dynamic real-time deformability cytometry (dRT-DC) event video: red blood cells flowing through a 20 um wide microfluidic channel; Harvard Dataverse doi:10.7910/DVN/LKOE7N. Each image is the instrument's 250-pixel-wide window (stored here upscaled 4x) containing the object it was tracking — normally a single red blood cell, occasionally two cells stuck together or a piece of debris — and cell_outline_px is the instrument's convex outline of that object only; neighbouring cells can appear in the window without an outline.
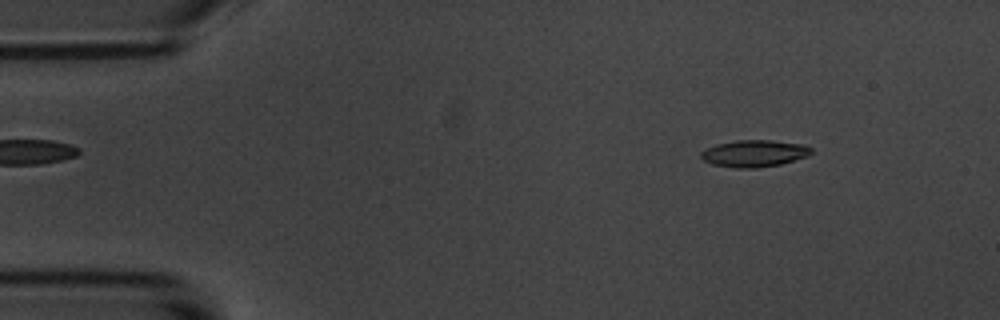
{"species": "common noctule bat (a hibernating species)", "species_latin": "Nyctalus noctula", "temperature_condition": "room temperature", "stored_images_in_passage": 52, "camera_frame_rate_fps": 3000, "um_per_image_px": 0.085, "animal": {"sex": "male", "body_mass_g": 20.1, "forearm_length_mm": 53.5}, "frame": {"image": 1, "passage_image": 3, "time_ms": 0.667, "image_size_px": [1000, 320], "cell_outline_px": [[812, 152], [808, 156], [780, 164], [756, 168], [736, 168], [712, 164], [704, 160], [700, 156], [700, 152], [704, 148], [716, 144], [736, 140], [772, 140], [804, 144], [812, 148]], "centroid_in_image_um": [64.1, 13.03], "position_along_channel_um": 20.9, "area_um2": 17.4}}
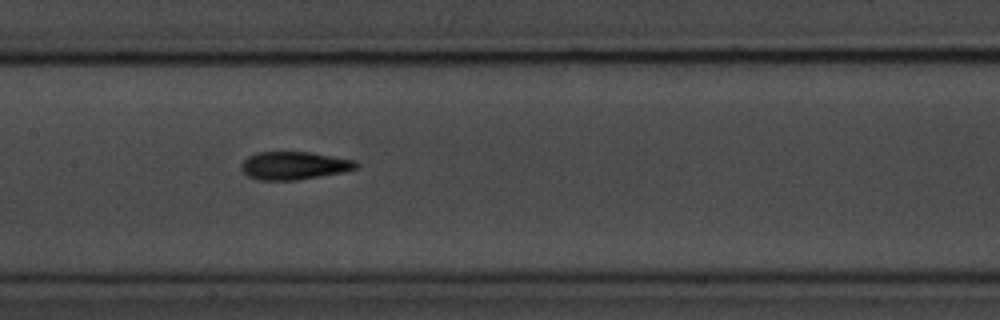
{"frame": {"image": 2, "passage_image": 23, "time_ms": 7.333, "image_size_px": [1000, 320], "cell_outline_px": [[360, 164], [356, 168], [344, 172], [296, 180], [260, 180], [248, 176], [240, 168], [240, 164], [248, 156], [256, 152], [308, 152], [356, 160]], "centroid_in_image_um": [24.99, 14.07], "position_along_channel_um": 182.4, "area_um2": 18.73}}
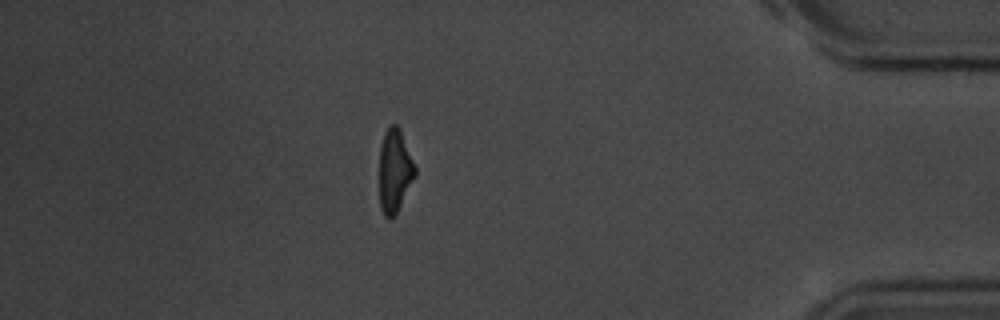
{"frame": {"image": 3, "passage_image": 45, "time_ms": 14.667, "image_size_px": [1000, 320], "cell_outline_px": [[416, 176], [396, 212], [388, 220], [384, 216], [380, 208], [380, 148], [384, 132], [388, 124], [396, 124], [400, 128], [416, 168]], "centroid_in_image_um": [33.54, 14.48], "position_along_channel_um": 401.7, "area_um2": 17.28}, "authors_computed_cell_mechanics": {"area_um2": 17.8024, "velocity_mm_per_s": 3.5661, "shape_relaxation_time_tau1_ms": 3.7306, "shape_relaxation_time_tau2_ms": 3.3737, "deformation_change_tau1": 0.1937, "deformation_change_tau2": 0.1111}}